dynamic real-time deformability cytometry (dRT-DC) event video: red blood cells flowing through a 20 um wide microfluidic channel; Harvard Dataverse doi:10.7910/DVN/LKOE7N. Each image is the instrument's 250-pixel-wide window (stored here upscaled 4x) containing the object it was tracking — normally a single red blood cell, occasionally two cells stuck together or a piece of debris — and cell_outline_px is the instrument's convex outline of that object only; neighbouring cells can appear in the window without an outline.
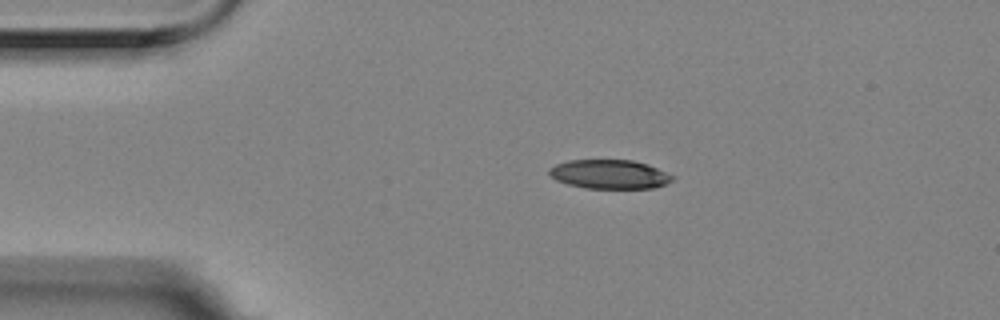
{"species": "Egyptian fruit bat (a non-hibernating species)", "species_latin": "Rousettus aegyptiacus", "temperature_condition": "room temperature", "stored_images_in_passage": 4, "camera_frame_rate_fps": 3000, "um_per_image_px": 0.085, "animal": {"sex": "female"}, "frame": {"image": 1, "passage_image": 4, "time_ms": 1.0, "image_size_px": [1000, 320], "cell_outline_px": [[672, 180], [664, 184], [652, 188], [584, 188], [568, 184], [556, 180], [548, 176], [548, 168], [556, 164], [568, 160], [632, 160], [648, 164], [672, 176]], "centroid_in_image_um": [51.72, 14.81], "position_along_channel_um": 33.3, "area_um2": 20.75}}